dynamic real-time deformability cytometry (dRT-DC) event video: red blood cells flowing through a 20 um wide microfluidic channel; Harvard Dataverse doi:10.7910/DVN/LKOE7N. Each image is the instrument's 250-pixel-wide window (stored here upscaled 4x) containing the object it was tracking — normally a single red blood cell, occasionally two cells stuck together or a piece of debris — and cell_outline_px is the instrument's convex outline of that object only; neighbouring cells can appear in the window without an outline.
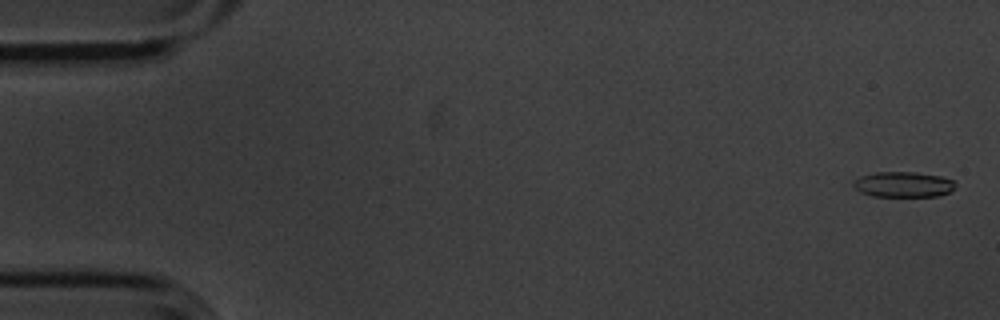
{"species": "common noctule bat (a hibernating species)", "species_latin": "Nyctalus noctula", "temperature_condition": "cold", "stored_images_in_passage": 56, "camera_frame_rate_fps": 3000, "um_per_image_px": 0.085, "animal": {"sex": "male", "body_mass_g": 20.1, "forearm_length_mm": 53.5}, "frame": {"image": 1, "passage_image": 2, "time_ms": 0.333, "image_size_px": [1000, 320], "cell_outline_px": [[956, 184], [952, 192], [936, 196], [872, 196], [860, 192], [852, 184], [852, 180], [860, 176], [876, 172], [916, 172], [940, 176], [952, 180]], "centroid_in_image_um": [76.77, 15.67], "position_along_channel_um": 8.2, "area_um2": 15.2}}
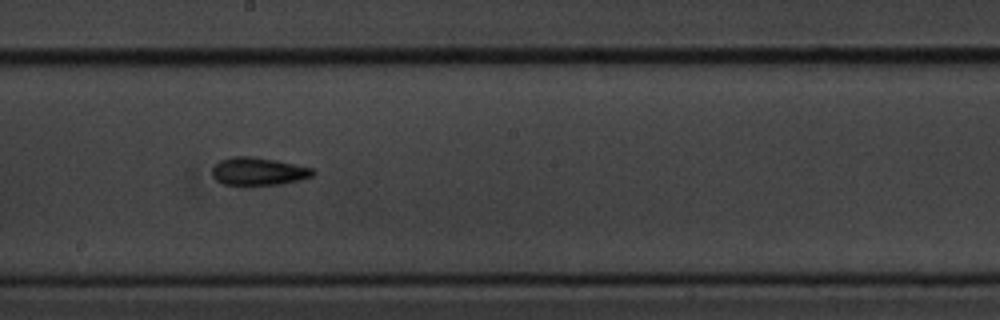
{"frame": {"image": 2, "passage_image": 31, "time_ms": 10.0, "image_size_px": [1000, 320], "cell_outline_px": [[316, 172], [312, 176], [300, 180], [284, 184], [220, 184], [212, 176], [212, 168], [220, 160], [232, 156], [252, 156], [276, 160], [316, 168]], "centroid_in_image_um": [22.0, 14.55], "position_along_channel_um": 226.2, "area_um2": 16.47}}
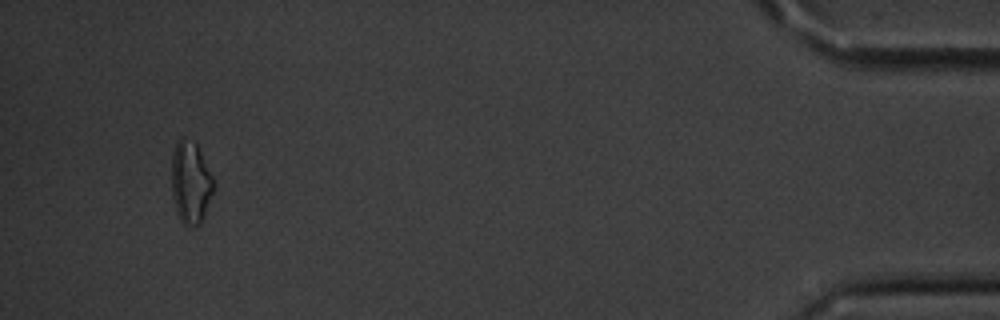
{"frame": {"image": 3, "passage_image": 53, "time_ms": 17.333, "image_size_px": [1000, 320], "cell_outline_px": [[212, 192], [200, 224], [184, 224], [180, 220], [176, 212], [172, 196], [172, 156], [176, 144], [180, 136], [184, 136], [196, 144], [212, 176]], "centroid_in_image_um": [16.16, 15.48], "position_along_channel_um": 419.0, "area_um2": 19.54}, "authors_computed_cell_mechanics": {"area_um2": 15.9239, "velocity_mm_per_s": 3.6208, "shape_relaxation_time_tau1_ms": 3.1906, "shape_relaxation_time_tau2_ms": 4.7193, "deformation_change_tau1": 0.0982, "deformation_change_tau2": 0.1284}}